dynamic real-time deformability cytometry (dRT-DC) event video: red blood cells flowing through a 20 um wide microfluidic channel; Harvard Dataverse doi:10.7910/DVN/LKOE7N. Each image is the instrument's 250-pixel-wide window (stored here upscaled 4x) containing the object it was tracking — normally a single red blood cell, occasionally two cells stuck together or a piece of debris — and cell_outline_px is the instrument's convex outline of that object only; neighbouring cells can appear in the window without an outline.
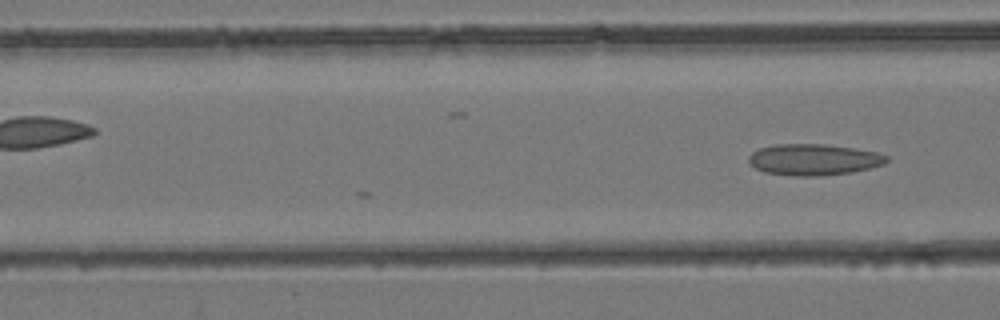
{"species": "common noctule bat (a hibernating species)", "species_latin": "Nyctalus noctula", "temperature_condition": "room temperature", "stored_images_in_passage": 14, "camera_frame_rate_fps": 3000, "um_per_image_px": 0.085, "animal": {"sex": "female", "body_mass_g": 24.6, "forearm_length_mm": 56.2}, "frame": {"image": 1, "passage_image": 14, "time_ms": 4.333, "image_size_px": [1000, 320], "cell_outline_px": [[888, 160], [884, 164], [852, 172], [820, 176], [792, 176], [764, 172], [756, 168], [748, 160], [748, 156], [752, 152], [760, 148], [776, 144], [824, 144], [856, 148], [876, 152], [888, 156]], "centroid_in_image_um": [69.16, 13.56], "position_along_channel_um": 97.4, "area_um2": 25.14}}